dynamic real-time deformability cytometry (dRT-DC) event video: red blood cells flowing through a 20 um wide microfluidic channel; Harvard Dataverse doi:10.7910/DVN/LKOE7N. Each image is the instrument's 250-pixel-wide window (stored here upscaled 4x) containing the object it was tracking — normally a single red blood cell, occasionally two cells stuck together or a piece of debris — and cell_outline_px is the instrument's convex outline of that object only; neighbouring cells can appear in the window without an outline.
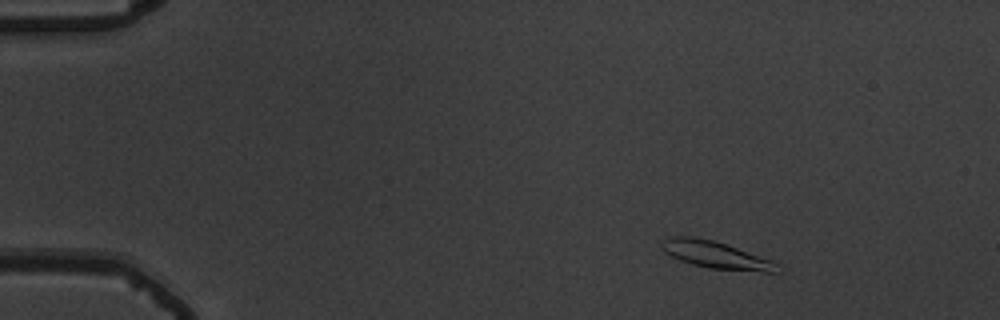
{"species": "common noctule bat (a hibernating species)", "species_latin": "Nyctalus noctula", "temperature_condition": "warm", "stored_images_in_passage": 50, "camera_frame_rate_fps": 3000, "um_per_image_px": 0.085, "animal": {"sex": "male", "body_mass_g": 19.5, "forearm_length_mm": 54.6}, "frame": {"image": 1, "passage_image": 2, "time_ms": 0.333, "image_size_px": [1000, 320], "cell_outline_px": [[784, 268], [780, 272], [764, 272], [708, 268], [692, 264], [680, 260], [664, 252], [660, 244], [660, 240], [668, 236], [692, 236], [712, 240], [772, 260], [780, 264]], "centroid_in_image_um": [60.86, 21.67], "position_along_channel_um": 24.1, "area_um2": 18.44}}
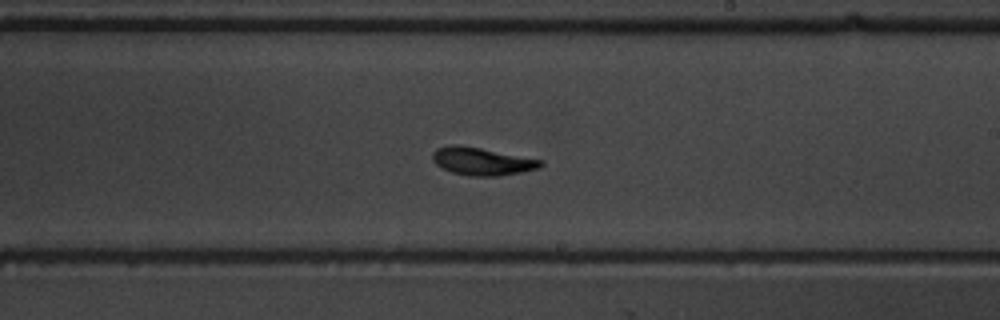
{"frame": {"image": 2, "passage_image": 28, "time_ms": 9.0, "image_size_px": [1000, 320], "cell_outline_px": [[544, 164], [540, 168], [500, 176], [468, 176], [452, 172], [436, 164], [432, 160], [432, 152], [436, 148], [452, 144], [456, 144], [480, 148], [544, 160]], "centroid_in_image_um": [40.97, 13.71], "position_along_channel_um": 248.0, "area_um2": 17.51}}
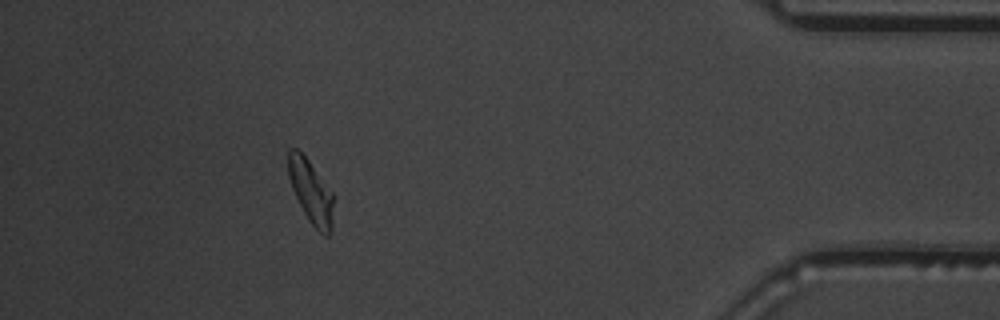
{"frame": {"image": 3, "passage_image": 45, "time_ms": 14.667, "image_size_px": [1000, 320], "cell_outline_px": [[332, 228], [328, 236], [324, 236], [312, 224], [304, 212], [292, 188], [288, 176], [288, 148], [296, 148], [308, 160], [332, 192]], "centroid_in_image_um": [26.41, 16.28], "position_along_channel_um": 408.8, "area_um2": 16.24}, "authors_computed_cell_mechanics": {"area_um2": 17.051, "velocity_mm_per_s": 3.6512, "shape_relaxation_time_tau1_ms": 5.6199, "shape_relaxation_time_tau2_ms": 2.3651, "deformation_change_tau1": 0.2291, "deformation_change_tau2": 0.102}}